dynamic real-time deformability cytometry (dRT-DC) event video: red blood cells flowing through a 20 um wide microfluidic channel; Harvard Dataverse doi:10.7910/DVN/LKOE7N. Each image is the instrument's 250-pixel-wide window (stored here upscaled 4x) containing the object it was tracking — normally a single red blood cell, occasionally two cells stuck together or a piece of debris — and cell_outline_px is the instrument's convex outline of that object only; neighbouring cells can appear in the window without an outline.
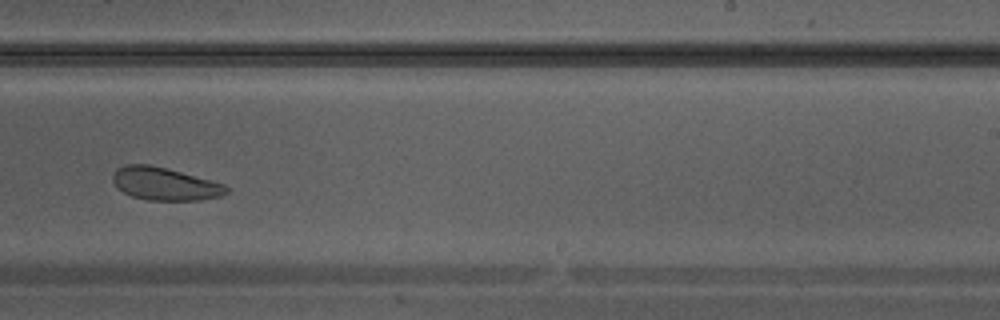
{"species": "Egyptian fruit bat (a non-hibernating species)", "species_latin": "Rousettus aegyptiacus", "temperature_condition": "warm", "stored_images_in_passage": 33, "camera_frame_rate_fps": 3000, "um_per_image_px": 0.085, "animal": {"sex": "male"}, "frame": {"image": 1, "passage_image": 19, "time_ms": 6.0, "image_size_px": [1000, 320], "cell_outline_px": [[228, 192], [220, 196], [200, 200], [148, 200], [132, 196], [116, 188], [112, 180], [112, 172], [116, 168], [124, 164], [148, 164], [168, 168], [224, 184], [228, 188]], "centroid_in_image_um": [13.95, 15.61], "position_along_channel_um": 275.0, "area_um2": 21.85}}
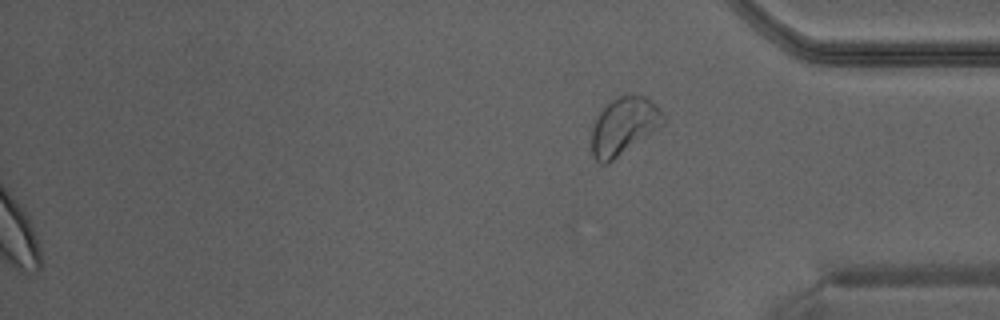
{"frame": {"image": 2, "passage_image": 33, "time_ms": 10.667, "image_size_px": [1000, 320], "cell_outline_px": [[668, 120], [664, 124], [608, 164], [600, 164], [592, 156], [592, 120], [612, 100], [628, 92], [632, 92], [644, 96], [656, 104]], "centroid_in_image_um": [53.03, 10.69], "position_along_channel_um": 382.2, "area_um2": 24.33}}